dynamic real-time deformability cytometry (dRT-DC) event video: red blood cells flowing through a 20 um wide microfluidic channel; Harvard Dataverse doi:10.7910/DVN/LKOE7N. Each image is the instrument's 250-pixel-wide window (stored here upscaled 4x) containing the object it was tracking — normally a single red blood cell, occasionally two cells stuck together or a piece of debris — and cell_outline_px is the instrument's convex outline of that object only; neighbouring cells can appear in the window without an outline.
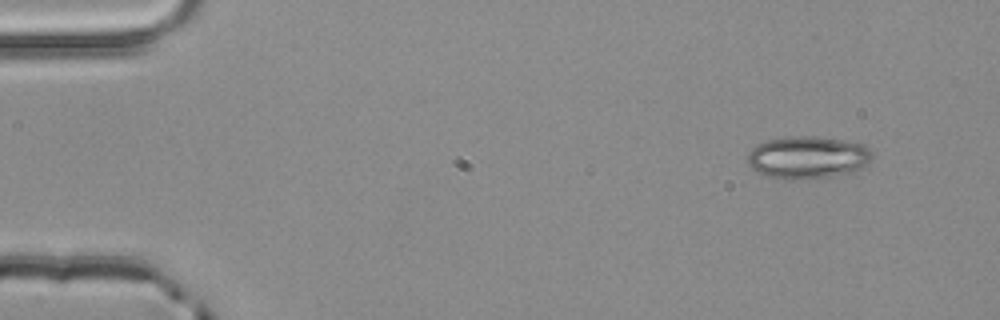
{"species": "common noctule bat (a hibernating species)", "species_latin": "Nyctalus noctula", "temperature_condition": "room temperature", "stored_images_in_passage": 4, "camera_frame_rate_fps": 3000, "um_per_image_px": 0.085, "animal": {"sex": "male", "body_mass_g": 20.4}, "frame": {"image": 1, "passage_image": 1, "time_ms": 0.0, "image_size_px": [1000, 320], "cell_outline_px": [[872, 160], [856, 172], [832, 176], [792, 180], [764, 176], [752, 168], [748, 164], [748, 152], [756, 144], [768, 140], [792, 136], [816, 136], [864, 144], [872, 152]], "centroid_in_image_um": [68.66, 13.39], "position_along_channel_um": 16.3, "area_um2": 31.04}}